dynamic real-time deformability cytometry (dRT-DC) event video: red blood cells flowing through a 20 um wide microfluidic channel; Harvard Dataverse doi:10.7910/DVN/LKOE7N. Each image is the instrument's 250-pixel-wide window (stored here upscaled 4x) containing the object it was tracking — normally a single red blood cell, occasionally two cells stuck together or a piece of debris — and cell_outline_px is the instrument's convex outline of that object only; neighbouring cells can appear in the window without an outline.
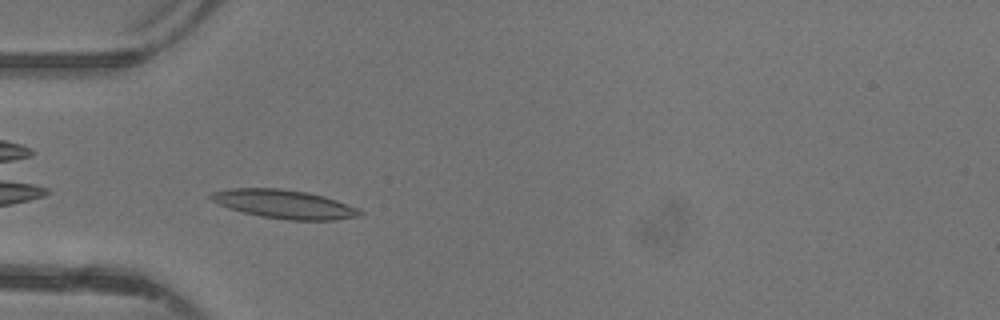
{"species": "common noctule bat (a hibernating species)", "species_latin": "Nyctalus noctula", "temperature_condition": "warm", "stored_images_in_passage": 33, "camera_frame_rate_fps": 3000, "um_per_image_px": 0.085, "animal": {"sex": "female"}, "frame": {"image": 1, "passage_image": 2, "time_ms": 0.333, "image_size_px": [1000, 320], "cell_outline_px": [[364, 212], [360, 216], [336, 220], [288, 220], [260, 216], [228, 208], [212, 200], [208, 196], [212, 192], [228, 188], [276, 188], [308, 192], [324, 196], [336, 200], [356, 208]], "centroid_in_image_um": [24.15, 17.35], "position_along_channel_um": 60.8, "area_um2": 24.8}}
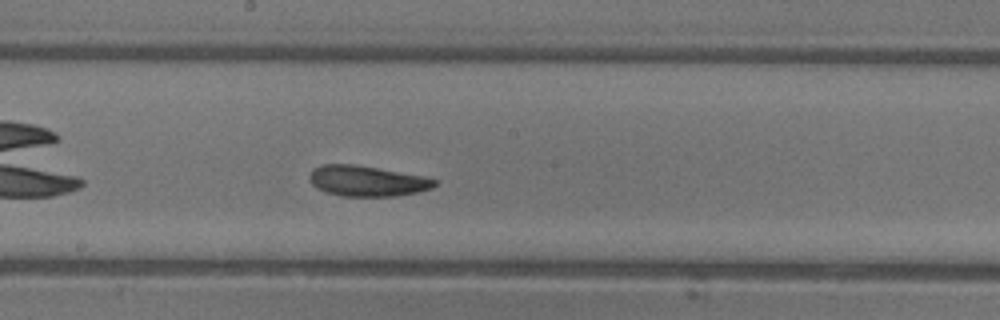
{"frame": {"image": 2, "passage_image": 13, "time_ms": 4.0, "image_size_px": [1000, 320], "cell_outline_px": [[436, 184], [432, 188], [416, 192], [396, 196], [344, 196], [328, 192], [316, 188], [312, 184], [308, 176], [312, 168], [324, 164], [352, 164], [424, 176], [436, 180]], "centroid_in_image_um": [31.16, 15.38], "position_along_channel_um": 217.0, "area_um2": 22.08}}
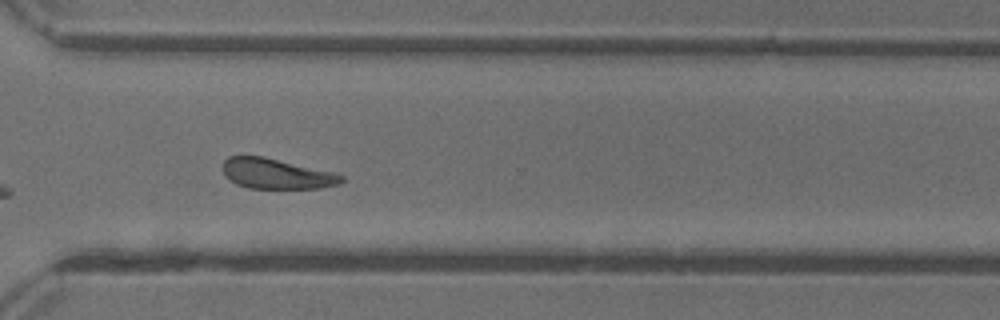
{"frame": {"image": 3, "passage_image": 22, "time_ms": 7.0, "image_size_px": [1000, 320], "cell_outline_px": [[344, 180], [340, 184], [320, 188], [248, 188], [236, 184], [224, 176], [224, 160], [228, 156], [264, 156], [332, 172], [344, 176]], "centroid_in_image_um": [23.49, 14.77], "position_along_channel_um": 347.1, "area_um2": 20.87}, "authors_computed_cell_mechanics": {"area_um2": 22.0218, "velocity_mm_per_s": 4.3489, "shape_relaxation_time_tau1_ms": 2.9998, "shape_relaxation_time_tau2_ms": 7.0483, "deformation_change_tau1": 0.1188, "deformation_change_tau2": 0.1722}}